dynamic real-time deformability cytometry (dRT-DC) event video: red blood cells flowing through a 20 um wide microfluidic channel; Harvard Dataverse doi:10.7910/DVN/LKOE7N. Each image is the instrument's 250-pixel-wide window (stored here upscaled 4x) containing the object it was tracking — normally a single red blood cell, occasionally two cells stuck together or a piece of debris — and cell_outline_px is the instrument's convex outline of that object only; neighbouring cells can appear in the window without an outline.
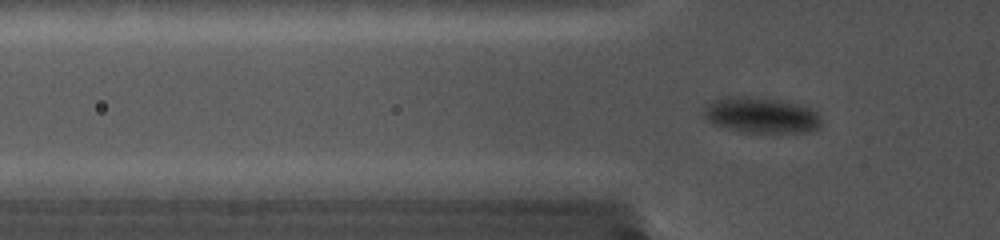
{"species": "common noctule bat (a hibernating species)", "species_latin": "Nyctalus noctula", "temperature_condition": "cold", "stored_images_in_passage": 64, "camera_frame_rate_fps": 5000, "um_per_image_px": 0.085, "animal": {"sex": "female", "body_mass_g": 19.0, "forearm_length_mm": 56.7}, "frame": {"image": 1, "passage_image": 4, "time_ms": 0.6, "image_size_px": [1000, 240], "cell_outline_px": [[820, 124], [816, 128], [808, 132], [748, 132], [728, 128], [712, 124], [704, 116], [704, 104], [720, 100], [740, 96], [776, 100], [796, 104], [812, 108], [820, 116]], "centroid_in_image_um": [64.71, 9.81], "position_along_channel_um": 61.1, "area_um2": 23.76}}
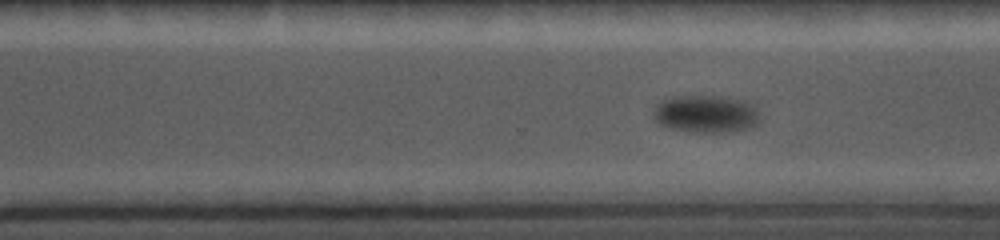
{"frame": {"image": 2, "passage_image": 40, "time_ms": 7.8, "image_size_px": [1000, 240], "cell_outline_px": [[760, 120], [756, 124], [748, 128], [732, 132], [692, 132], [668, 128], [660, 124], [652, 116], [652, 112], [656, 104], [672, 96], [712, 96], [744, 100], [756, 108], [760, 112]], "centroid_in_image_um": [59.99, 9.69], "position_along_channel_um": 310.6, "area_um2": 23.47}}
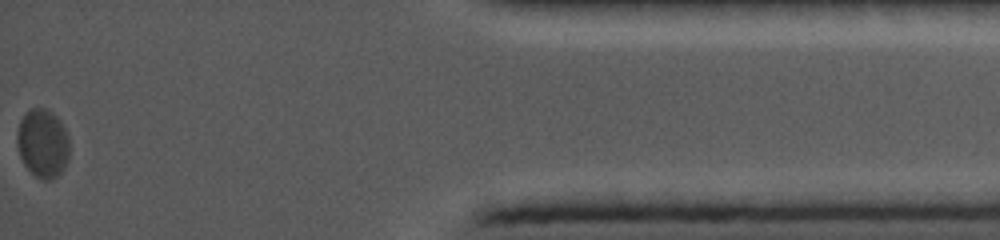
{"frame": {"image": 3, "passage_image": 64, "time_ms": 12.6, "image_size_px": [1000, 240], "cell_outline_px": [[68, 160], [64, 168], [56, 176], [48, 180], [44, 180], [36, 176], [24, 164], [20, 156], [16, 140], [16, 132], [20, 120], [32, 108], [44, 108], [52, 112], [60, 120], [68, 136]], "centroid_in_image_um": [3.62, 12.17], "position_along_channel_um": 431.6, "area_um2": 20.75}}